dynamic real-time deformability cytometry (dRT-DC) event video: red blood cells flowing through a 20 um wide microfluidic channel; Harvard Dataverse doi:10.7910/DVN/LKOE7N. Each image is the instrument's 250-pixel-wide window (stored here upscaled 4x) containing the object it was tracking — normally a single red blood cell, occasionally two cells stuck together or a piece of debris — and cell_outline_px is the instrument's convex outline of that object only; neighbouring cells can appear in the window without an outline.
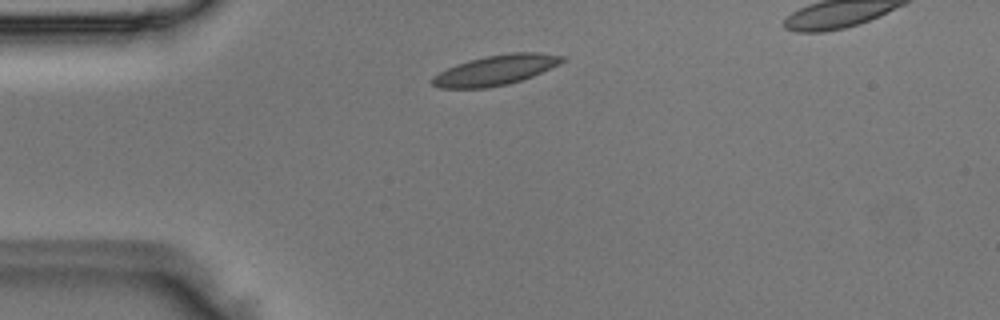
{"species": "Egyptian fruit bat (a non-hibernating species)", "species_latin": "Rousettus aegyptiacus", "temperature_condition": "room temperature", "stored_images_in_passage": 3, "camera_frame_rate_fps": 3000, "um_per_image_px": 0.085, "animal": {"sex": "male"}, "frame": {"image": 1, "passage_image": 3, "time_ms": 0.667, "image_size_px": [1000, 320], "cell_outline_px": [[568, 60], [560, 64], [532, 76], [508, 84], [484, 88], [440, 88], [432, 84], [432, 76], [456, 64], [468, 60], [508, 52], [540, 52], [564, 56]], "centroid_in_image_um": [42.16, 5.94], "position_along_channel_um": 42.8, "area_um2": 22.72}}